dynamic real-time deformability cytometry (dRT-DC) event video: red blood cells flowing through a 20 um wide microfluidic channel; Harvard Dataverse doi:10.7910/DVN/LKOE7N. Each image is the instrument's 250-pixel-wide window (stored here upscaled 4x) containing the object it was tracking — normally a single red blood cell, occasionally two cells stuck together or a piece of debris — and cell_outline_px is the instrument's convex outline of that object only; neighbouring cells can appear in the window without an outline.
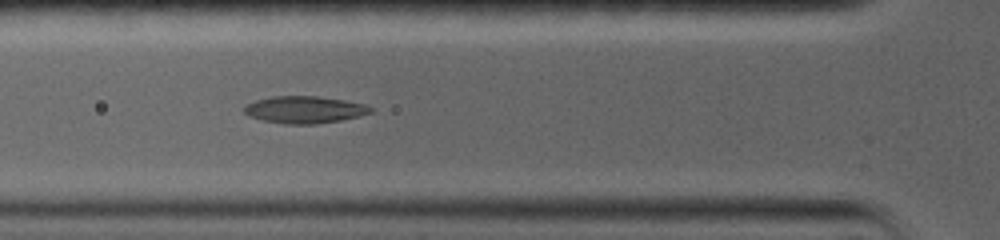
{"species": "common noctule bat (a hibernating species)", "species_latin": "Nyctalus noctula", "temperature_condition": "warm", "stored_images_in_passage": 43, "camera_frame_rate_fps": 5000, "um_per_image_px": 0.085, "animal": {"sex": "female", "body_mass_g": 19.0, "forearm_length_mm": 56.7}, "frame": {"image": 1, "passage_image": 7, "time_ms": 3.8, "image_size_px": [1000, 240], "cell_outline_px": [[372, 112], [360, 116], [340, 120], [316, 124], [284, 124], [264, 120], [248, 116], [244, 112], [244, 104], [256, 100], [272, 96], [316, 96], [344, 100], [364, 104], [372, 108]], "centroid_in_image_um": [25.86, 9.32], "position_along_channel_um": 99.9, "area_um2": 19.94}}
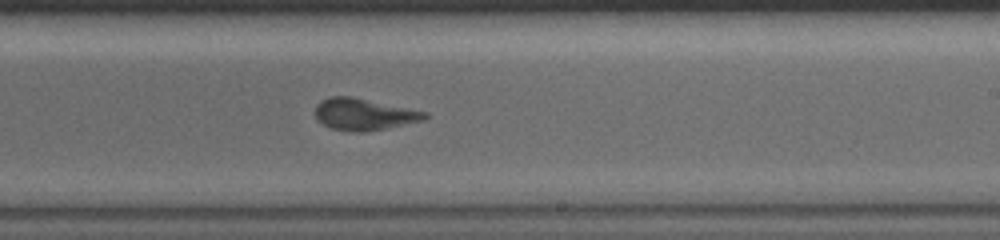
{"frame": {"image": 2, "passage_image": 16, "time_ms": 8.0, "image_size_px": [1000, 240], "cell_outline_px": [[428, 116], [424, 120], [388, 128], [364, 132], [352, 132], [332, 128], [316, 120], [316, 104], [320, 100], [328, 96], [352, 96], [428, 112]], "centroid_in_image_um": [30.93, 9.71], "position_along_channel_um": 258.1, "area_um2": 20.4}}
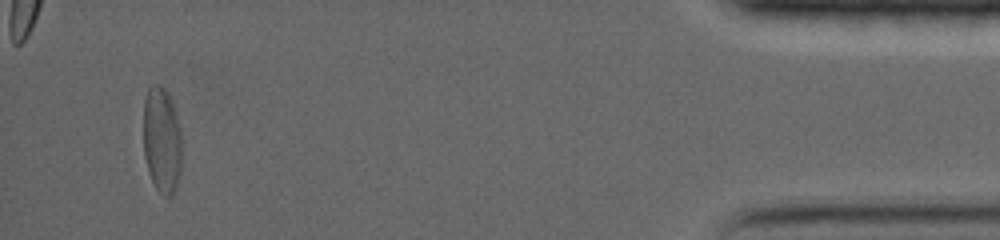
{"frame": {"image": 3, "passage_image": 43, "time_ms": 14.8, "image_size_px": [1000, 240], "cell_outline_px": [[180, 172], [176, 188], [172, 196], [164, 196], [156, 188], [148, 172], [144, 156], [144, 100], [148, 88], [152, 84], [160, 84], [172, 96], [180, 128]], "centroid_in_image_um": [13.75, 11.86], "position_along_channel_um": 421.4, "area_um2": 23.99}, "authors_computed_cell_mechanics": {"area_um2": 20.4612, "velocity_mm_per_s": 3.7738, "shape_relaxation_time_tau1_ms": 6.5903, "shape_relaxation_time_tau2_ms": 1.8064, "deformation_change_tau1": 0.1977, "deformation_change_tau2": 0.0974}}